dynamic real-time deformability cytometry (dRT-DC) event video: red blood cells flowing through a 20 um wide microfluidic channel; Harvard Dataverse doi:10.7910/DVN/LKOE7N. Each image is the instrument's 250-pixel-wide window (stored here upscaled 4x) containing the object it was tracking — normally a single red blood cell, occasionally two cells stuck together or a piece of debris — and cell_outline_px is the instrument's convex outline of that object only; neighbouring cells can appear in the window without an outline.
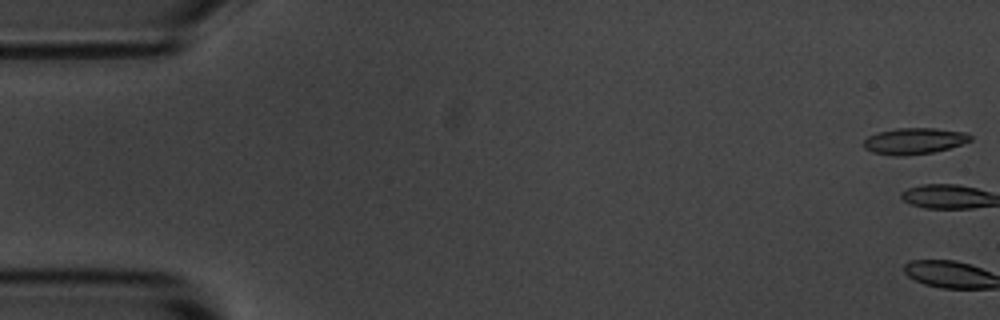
{"species": "common noctule bat (a hibernating species)", "species_latin": "Nyctalus noctula", "temperature_condition": "room temperature", "stored_images_in_passage": 3, "camera_frame_rate_fps": 3000, "um_per_image_px": 0.085, "animal": {"sex": "male", "body_mass_g": 20.1, "forearm_length_mm": 53.5}, "frame": {"image": 1, "passage_image": 1, "time_ms": 0.0, "image_size_px": [1000, 320], "cell_outline_px": [[972, 140], [948, 148], [932, 152], [904, 156], [892, 156], [872, 152], [864, 148], [860, 144], [868, 136], [876, 132], [896, 128], [936, 128], [968, 132], [972, 136]], "centroid_in_image_um": [77.66, 11.98], "position_along_channel_um": 7.3, "area_um2": 16.59}}